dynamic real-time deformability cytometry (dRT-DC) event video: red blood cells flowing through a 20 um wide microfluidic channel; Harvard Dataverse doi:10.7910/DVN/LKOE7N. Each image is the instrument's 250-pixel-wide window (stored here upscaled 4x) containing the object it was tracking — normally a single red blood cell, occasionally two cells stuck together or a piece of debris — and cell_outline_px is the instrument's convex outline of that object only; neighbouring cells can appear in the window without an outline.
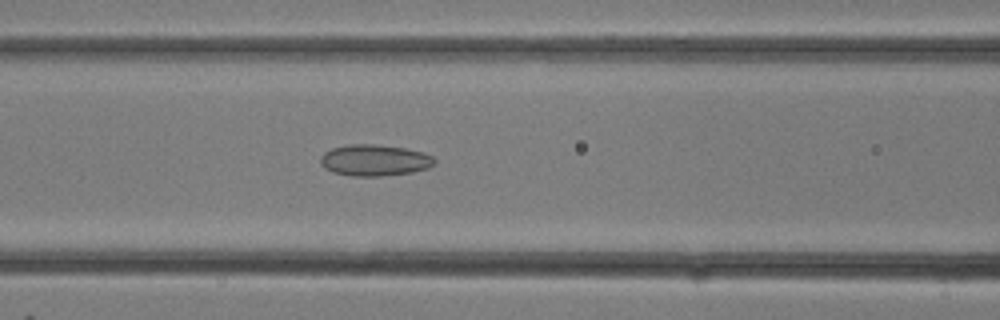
{"species": "common noctule bat (a hibernating species)", "species_latin": "Nyctalus noctula", "temperature_condition": "room temperature", "stored_images_in_passage": 29, "camera_frame_rate_fps": 3000, "um_per_image_px": 0.085, "animal": {"sex": "female"}, "frame": {"image": 1, "passage_image": 12, "time_ms": 3.667, "image_size_px": [1000, 320], "cell_outline_px": [[436, 164], [428, 168], [412, 172], [380, 176], [352, 176], [332, 172], [324, 168], [320, 164], [320, 156], [324, 152], [332, 148], [348, 144], [376, 144], [404, 148], [424, 152], [432, 156], [436, 160]], "centroid_in_image_um": [31.83, 13.62], "position_along_channel_um": 134.8, "area_um2": 21.04}}
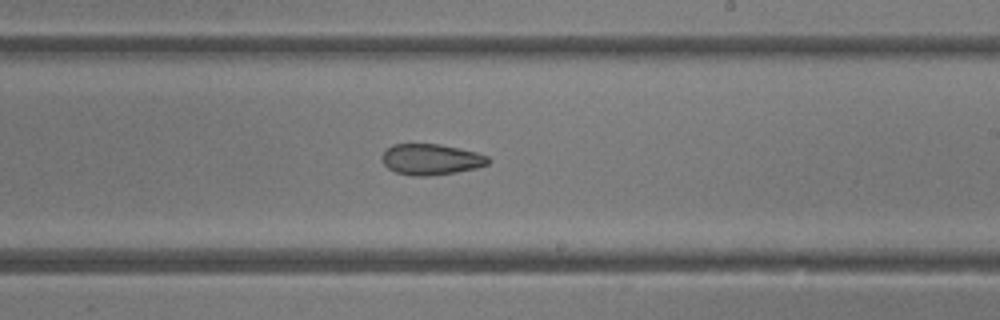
{"frame": {"image": 2, "passage_image": 17, "time_ms": 5.333, "image_size_px": [1000, 320], "cell_outline_px": [[492, 160], [488, 164], [476, 168], [456, 172], [428, 176], [412, 176], [396, 172], [388, 168], [384, 164], [380, 156], [392, 144], [440, 144], [460, 148], [476, 152], [488, 156]], "centroid_in_image_um": [36.65, 13.55], "position_along_channel_um": 252.4, "area_um2": 19.25}}
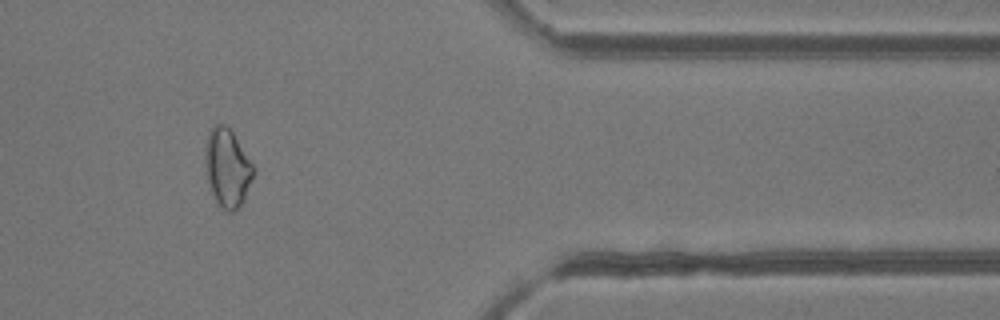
{"frame": {"image": 3, "passage_image": 24, "time_ms": 7.667, "image_size_px": [1000, 320], "cell_outline_px": [[256, 172], [244, 200], [232, 212], [228, 212], [216, 200], [212, 192], [208, 180], [204, 160], [204, 144], [208, 132], [212, 124], [224, 124], [232, 132], [256, 168]], "centroid_in_image_um": [19.32, 14.22], "position_along_channel_um": 392.1, "area_um2": 22.08}}